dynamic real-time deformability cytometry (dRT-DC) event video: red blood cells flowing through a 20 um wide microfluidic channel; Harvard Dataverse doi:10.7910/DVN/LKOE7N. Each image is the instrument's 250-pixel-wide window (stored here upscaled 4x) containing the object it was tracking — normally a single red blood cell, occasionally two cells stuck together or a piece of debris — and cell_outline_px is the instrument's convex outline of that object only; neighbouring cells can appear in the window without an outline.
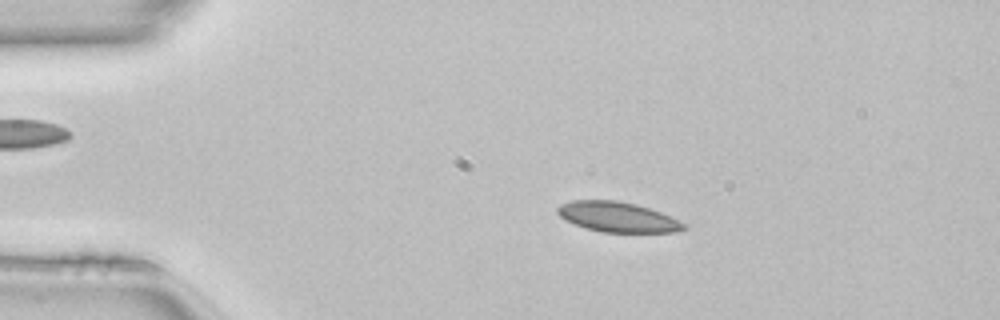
{"species": "common noctule bat (a hibernating species)", "species_latin": "Nyctalus noctula", "temperature_condition": "room temperature", "stored_images_in_passage": 49, "camera_frame_rate_fps": 3000, "um_per_image_px": 0.085, "animal": {"sex": "female", "body_mass_g": 22.7, "forearm_length_mm": 54.2}, "frame": {"image": 1, "passage_image": 9, "time_ms": 2.667, "image_size_px": [1000, 320], "cell_outline_px": [[688, 228], [676, 232], [604, 232], [584, 228], [560, 216], [556, 212], [556, 208], [560, 204], [572, 200], [616, 200], [636, 204], [660, 212], [688, 224]], "centroid_in_image_um": [52.52, 18.44], "position_along_channel_um": 32.5, "area_um2": 22.14}}
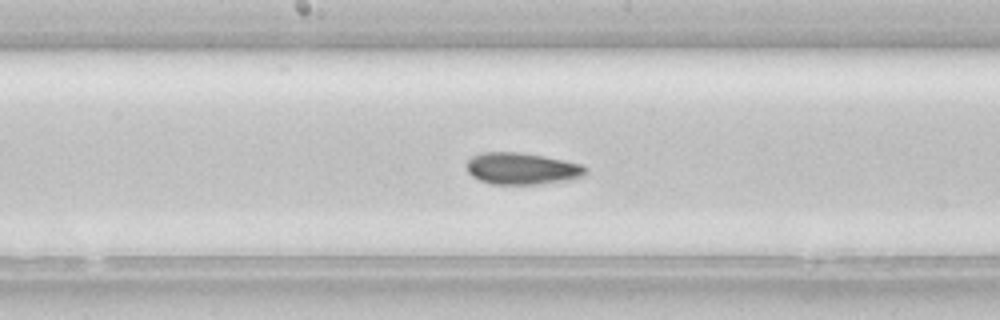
{"frame": {"image": 2, "passage_image": 25, "time_ms": 8.0, "image_size_px": [1000, 320], "cell_outline_px": [[588, 172], [584, 176], [564, 180], [536, 184], [492, 184], [480, 180], [472, 176], [468, 172], [468, 160], [472, 156], [480, 152], [520, 152], [544, 156], [564, 160], [580, 164], [588, 168]], "centroid_in_image_um": [44.36, 14.32], "position_along_channel_um": 203.8, "area_um2": 21.91}}
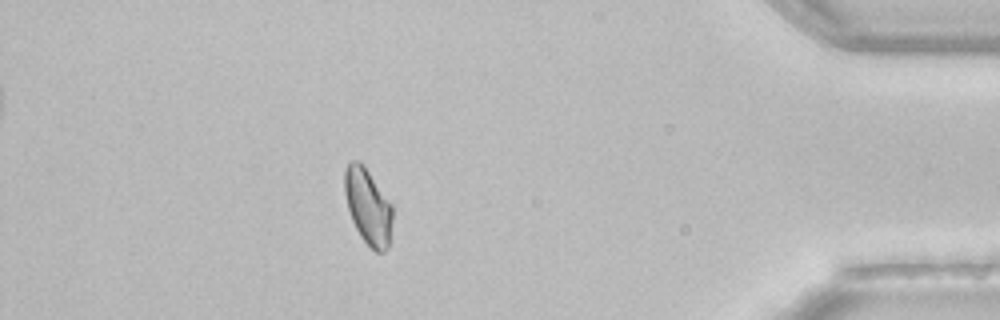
{"frame": {"image": 3, "passage_image": 43, "time_ms": 14.0, "image_size_px": [1000, 320], "cell_outline_px": [[392, 220], [388, 248], [384, 252], [376, 252], [360, 236], [352, 220], [348, 208], [344, 192], [344, 172], [348, 164], [352, 160], [360, 160], [364, 164], [392, 204]], "centroid_in_image_um": [31.28, 17.52], "position_along_channel_um": 403.9, "area_um2": 21.21}, "authors_computed_cell_mechanics": {"area_um2": 22.0218, "velocity_mm_per_s": 4.1169, "shape_relaxation_time_tau1_ms": null, "shape_relaxation_time_tau2_ms": 2.2971, "deformation_change_tau1": null, "deformation_change_tau2": 0.0607}}